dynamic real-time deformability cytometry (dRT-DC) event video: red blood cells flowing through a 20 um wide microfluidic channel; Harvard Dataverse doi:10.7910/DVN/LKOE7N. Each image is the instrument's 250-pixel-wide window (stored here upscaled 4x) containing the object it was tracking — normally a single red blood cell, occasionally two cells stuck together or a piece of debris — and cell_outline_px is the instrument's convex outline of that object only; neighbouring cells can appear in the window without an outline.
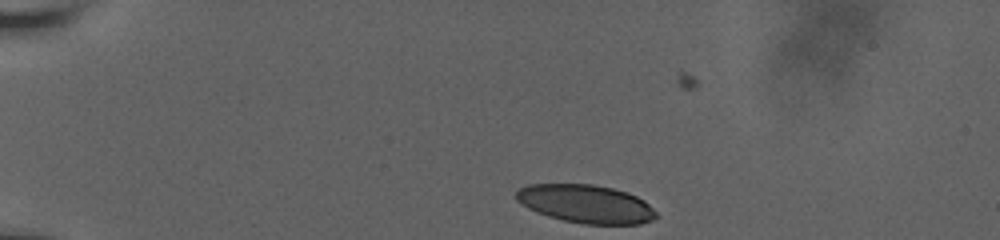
{"species": "human", "species_latin": "Homo sapiens", "temperature_condition": "room temperature", "stored_images_in_passage": 41, "camera_frame_rate_fps": 3000, "um_per_image_px": 0.085, "donor": {"sex": "male"}, "frame": {"image": 1, "passage_image": 1, "time_ms": 0.0, "image_size_px": [1000, 240], "cell_outline_px": [[660, 216], [652, 220], [640, 224], [584, 224], [564, 220], [548, 216], [536, 212], [528, 208], [516, 200], [516, 192], [520, 188], [528, 184], [592, 184], [612, 188], [628, 192], [644, 200]], "centroid_in_image_um": [49.81, 17.33], "position_along_channel_um": 35.2, "area_um2": 31.27}}
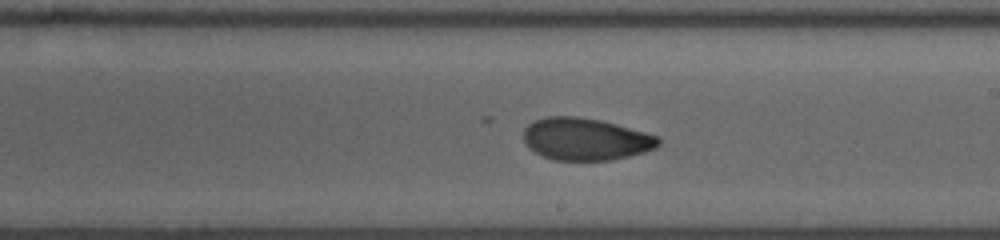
{"frame": {"image": 2, "passage_image": 23, "time_ms": 7.333, "image_size_px": [1000, 240], "cell_outline_px": [[660, 144], [656, 148], [644, 152], [612, 160], [552, 160], [528, 148], [524, 140], [524, 128], [528, 124], [544, 116], [580, 116], [600, 120], [616, 124], [660, 136]], "centroid_in_image_um": [49.78, 11.82], "position_along_channel_um": 239.2, "area_um2": 33.35}}
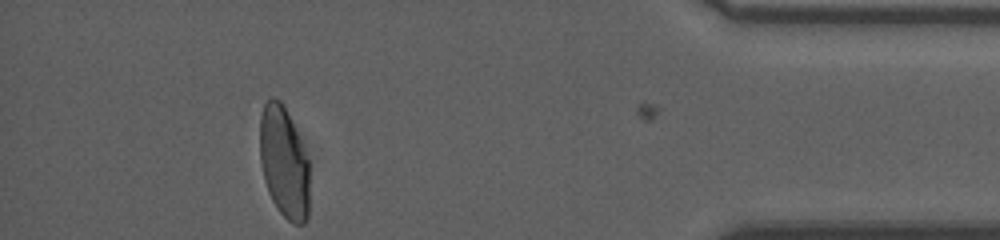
{"frame": {"image": 3, "passage_image": 40, "time_ms": 13.0, "image_size_px": [1000, 240], "cell_outline_px": [[308, 216], [304, 224], [292, 224], [280, 212], [272, 200], [268, 192], [264, 180], [260, 164], [260, 116], [264, 104], [272, 96], [280, 100], [284, 104], [308, 160]], "centroid_in_image_um": [24.11, 13.81], "position_along_channel_um": 411.1, "area_um2": 32.14}, "authors_computed_cell_mechanics": {"area_um2": 33.0038, "velocity_mm_per_s": 3.8026, "shape_relaxation_time_tau1_ms": null, "shape_relaxation_time_tau2_ms": 1.8369, "deformation_change_tau1": null, "deformation_change_tau2": 0.0601}}